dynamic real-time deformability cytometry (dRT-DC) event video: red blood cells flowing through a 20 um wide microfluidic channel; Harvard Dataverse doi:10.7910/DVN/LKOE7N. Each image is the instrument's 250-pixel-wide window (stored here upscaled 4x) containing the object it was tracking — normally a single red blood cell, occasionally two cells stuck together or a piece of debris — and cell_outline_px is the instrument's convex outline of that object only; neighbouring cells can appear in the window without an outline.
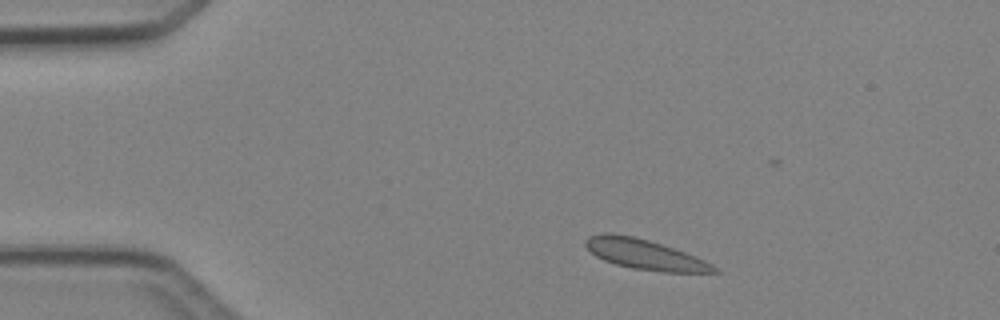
{"species": "Egyptian fruit bat (a non-hibernating species)", "species_latin": "Rousettus aegyptiacus", "temperature_condition": "cold", "stored_images_in_passage": 3, "camera_frame_rate_fps": 3000, "um_per_image_px": 0.085, "animal": {"sex": "female"}, "frame": {"image": 1, "passage_image": 1, "time_ms": 0.0, "image_size_px": [1000, 320], "cell_outline_px": [[720, 272], [664, 272], [632, 268], [616, 264], [604, 260], [596, 256], [584, 244], [584, 240], [588, 236], [604, 232], [612, 232], [632, 236], [648, 240], [684, 252], [704, 260], [712, 264]], "centroid_in_image_um": [54.75, 21.61], "position_along_channel_um": 30.3, "area_um2": 22.25}}